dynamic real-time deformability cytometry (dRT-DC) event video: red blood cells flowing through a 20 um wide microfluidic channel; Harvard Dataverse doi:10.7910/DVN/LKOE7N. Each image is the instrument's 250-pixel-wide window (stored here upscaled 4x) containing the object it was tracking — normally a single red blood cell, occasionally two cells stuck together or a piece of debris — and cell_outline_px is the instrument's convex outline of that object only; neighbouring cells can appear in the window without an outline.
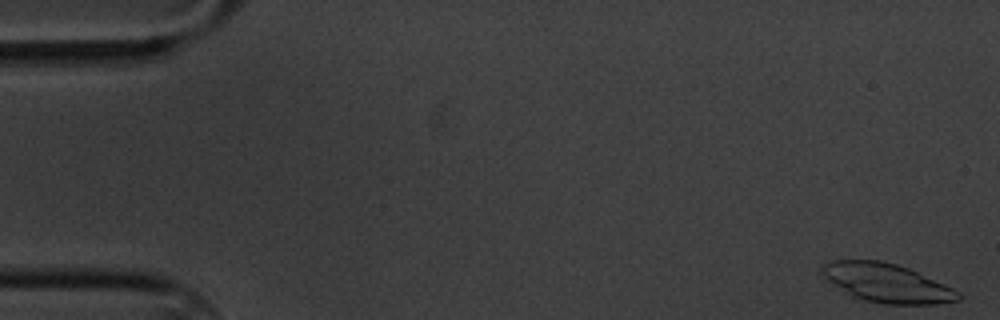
{"species": "common noctule bat (a hibernating species)", "species_latin": "Nyctalus noctula", "temperature_condition": "cold", "stored_images_in_passage": 58, "segment_of_instrument_passage": [1, 2], "camera_frame_rate_fps": 3000, "um_per_image_px": 0.085, "animal": {"sex": "male", "body_mass_g": 20.1, "forearm_length_mm": 53.5}, "frame": {"image": 1, "passage_image": 1, "time_ms": 0.0, "image_size_px": [1000, 320], "cell_outline_px": [[964, 296], [960, 300], [936, 304], [884, 304], [864, 300], [852, 296], [828, 280], [824, 276], [824, 264], [832, 260], [880, 260], [896, 264], [908, 268], [944, 284], [960, 292]], "centroid_in_image_um": [75.44, 24.06], "position_along_channel_um": 9.6, "area_um2": 30.4}}
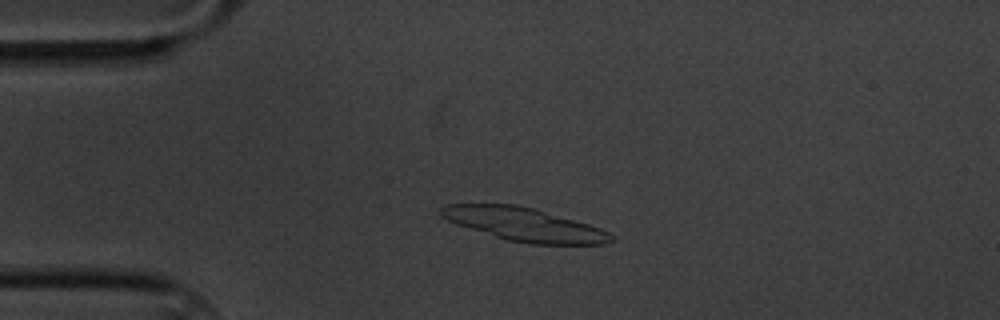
{"frame": {"image": 2, "passage_image": 13, "time_ms": 4.0, "image_size_px": [1000, 320], "cell_outline_px": [[616, 240], [604, 244], [528, 244], [508, 240], [456, 224], [440, 216], [440, 208], [444, 204], [516, 204], [532, 208], [588, 224], [600, 228], [616, 236]], "centroid_in_image_um": [44.57, 19.08], "position_along_channel_um": 40.4, "area_um2": 32.83}}